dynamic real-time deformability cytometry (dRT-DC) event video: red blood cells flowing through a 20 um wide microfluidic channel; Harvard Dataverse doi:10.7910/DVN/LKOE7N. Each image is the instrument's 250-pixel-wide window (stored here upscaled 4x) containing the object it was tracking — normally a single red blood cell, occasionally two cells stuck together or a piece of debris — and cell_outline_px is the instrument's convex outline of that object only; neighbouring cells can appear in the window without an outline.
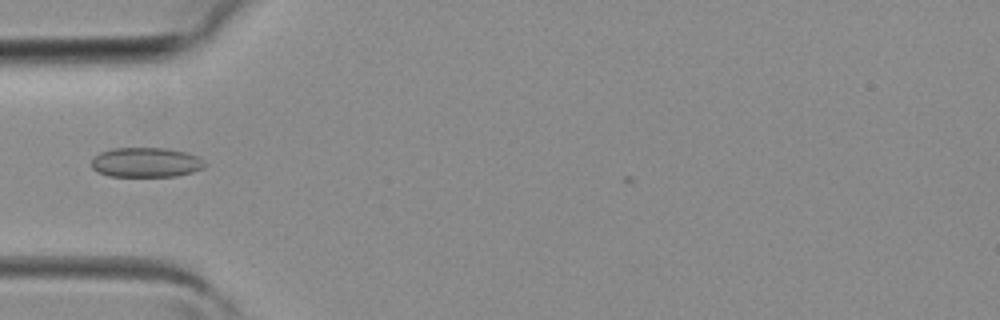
{"species": "common noctule bat (a hibernating species)", "species_latin": "Nyctalus noctula", "temperature_condition": "room temperature", "stored_images_in_passage": 3, "camera_frame_rate_fps": 3000, "um_per_image_px": 0.085, "animal": {"sex": "female", "body_mass_g": 19.3, "forearm_length_mm": 54.1}, "frame": {"image": 1, "passage_image": 2, "time_ms": 0.333, "image_size_px": [1000, 320], "cell_outline_px": [[208, 164], [204, 168], [192, 172], [176, 176], [108, 176], [92, 168], [92, 156], [100, 152], [112, 148], [168, 148], [188, 152], [196, 156]], "centroid_in_image_um": [12.42, 13.79], "position_along_channel_um": 72.6, "area_um2": 19.77}}